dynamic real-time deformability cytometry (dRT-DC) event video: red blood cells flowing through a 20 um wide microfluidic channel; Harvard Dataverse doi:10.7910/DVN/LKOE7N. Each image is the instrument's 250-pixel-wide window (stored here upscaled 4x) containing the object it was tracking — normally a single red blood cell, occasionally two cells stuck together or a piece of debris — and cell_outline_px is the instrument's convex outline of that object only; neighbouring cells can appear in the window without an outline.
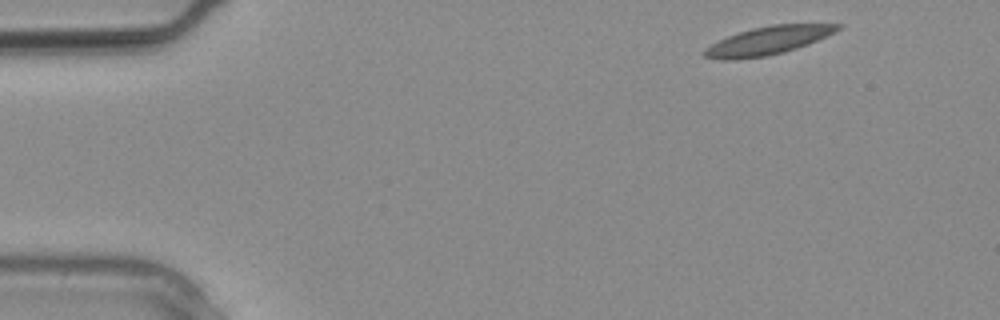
{"species": "common noctule bat (a hibernating species)", "species_latin": "Nyctalus noctula", "temperature_condition": "warm", "stored_images_in_passage": 8, "camera_frame_rate_fps": 3000, "um_per_image_px": 0.085, "animal": {"sex": "male", "body_mass_g": 20.4}, "frame": {"image": 1, "passage_image": 1, "time_ms": 0.0, "image_size_px": [1000, 320], "cell_outline_px": [[844, 24], [836, 32], [808, 44], [784, 52], [768, 56], [736, 60], [720, 60], [704, 56], [700, 52], [704, 48], [728, 36], [752, 28], [772, 24]], "centroid_in_image_um": [65.25, 3.46], "position_along_channel_um": 19.7, "area_um2": 21.96}}
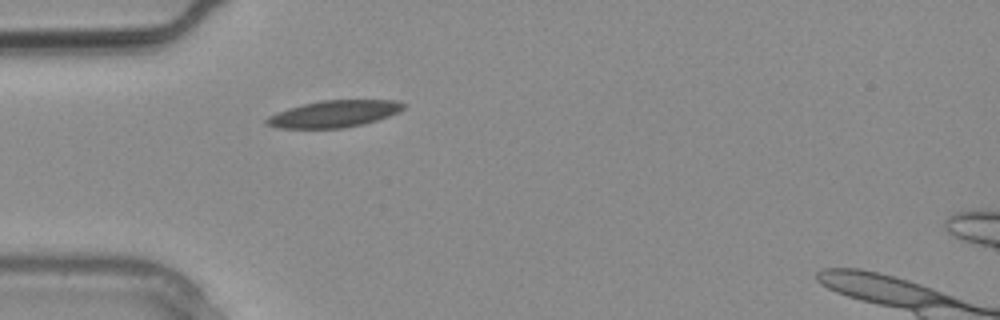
{"frame": {"image": 2, "passage_image": 6, "time_ms": 1.667, "image_size_px": [1000, 320], "cell_outline_px": [[408, 104], [400, 112], [364, 124], [344, 128], [276, 128], [264, 124], [264, 120], [268, 116], [276, 112], [288, 108], [320, 100], [396, 100]], "centroid_in_image_um": [28.39, 9.68], "position_along_channel_um": 56.6, "area_um2": 21.62}}